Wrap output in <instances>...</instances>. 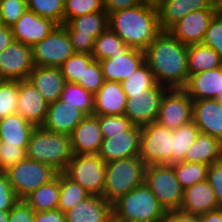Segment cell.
Returning a JSON list of instances; mask_svg holds the SVG:
<instances>
[{
    "label": "cell",
    "mask_w": 222,
    "mask_h": 222,
    "mask_svg": "<svg viewBox=\"0 0 222 222\" xmlns=\"http://www.w3.org/2000/svg\"><path fill=\"white\" fill-rule=\"evenodd\" d=\"M144 62L159 85L168 89L184 88L188 82V45L169 31H161L143 50Z\"/></svg>",
    "instance_id": "1"
},
{
    "label": "cell",
    "mask_w": 222,
    "mask_h": 222,
    "mask_svg": "<svg viewBox=\"0 0 222 222\" xmlns=\"http://www.w3.org/2000/svg\"><path fill=\"white\" fill-rule=\"evenodd\" d=\"M108 27L125 45L144 50L161 32L156 7L138 4L108 15Z\"/></svg>",
    "instance_id": "2"
},
{
    "label": "cell",
    "mask_w": 222,
    "mask_h": 222,
    "mask_svg": "<svg viewBox=\"0 0 222 222\" xmlns=\"http://www.w3.org/2000/svg\"><path fill=\"white\" fill-rule=\"evenodd\" d=\"M70 136L35 127L26 148V158L47 164L59 173L64 172L72 159Z\"/></svg>",
    "instance_id": "3"
},
{
    "label": "cell",
    "mask_w": 222,
    "mask_h": 222,
    "mask_svg": "<svg viewBox=\"0 0 222 222\" xmlns=\"http://www.w3.org/2000/svg\"><path fill=\"white\" fill-rule=\"evenodd\" d=\"M112 212L118 222H163L166 214L145 183L115 201Z\"/></svg>",
    "instance_id": "4"
},
{
    "label": "cell",
    "mask_w": 222,
    "mask_h": 222,
    "mask_svg": "<svg viewBox=\"0 0 222 222\" xmlns=\"http://www.w3.org/2000/svg\"><path fill=\"white\" fill-rule=\"evenodd\" d=\"M146 164L139 157L106 163V177L102 196L111 204L144 183Z\"/></svg>",
    "instance_id": "5"
},
{
    "label": "cell",
    "mask_w": 222,
    "mask_h": 222,
    "mask_svg": "<svg viewBox=\"0 0 222 222\" xmlns=\"http://www.w3.org/2000/svg\"><path fill=\"white\" fill-rule=\"evenodd\" d=\"M5 173L16 196L19 200H23L40 186L56 178L59 172L52 166L25 158Z\"/></svg>",
    "instance_id": "6"
},
{
    "label": "cell",
    "mask_w": 222,
    "mask_h": 222,
    "mask_svg": "<svg viewBox=\"0 0 222 222\" xmlns=\"http://www.w3.org/2000/svg\"><path fill=\"white\" fill-rule=\"evenodd\" d=\"M144 183L166 211L180 209L183 189L171 165H146Z\"/></svg>",
    "instance_id": "7"
},
{
    "label": "cell",
    "mask_w": 222,
    "mask_h": 222,
    "mask_svg": "<svg viewBox=\"0 0 222 222\" xmlns=\"http://www.w3.org/2000/svg\"><path fill=\"white\" fill-rule=\"evenodd\" d=\"M63 173L91 195H102L106 163L98 154H73Z\"/></svg>",
    "instance_id": "8"
},
{
    "label": "cell",
    "mask_w": 222,
    "mask_h": 222,
    "mask_svg": "<svg viewBox=\"0 0 222 222\" xmlns=\"http://www.w3.org/2000/svg\"><path fill=\"white\" fill-rule=\"evenodd\" d=\"M75 53L92 54L95 39L108 28L105 10L86 14L64 23Z\"/></svg>",
    "instance_id": "9"
},
{
    "label": "cell",
    "mask_w": 222,
    "mask_h": 222,
    "mask_svg": "<svg viewBox=\"0 0 222 222\" xmlns=\"http://www.w3.org/2000/svg\"><path fill=\"white\" fill-rule=\"evenodd\" d=\"M139 157L146 165H170L173 131L157 122L141 127Z\"/></svg>",
    "instance_id": "10"
},
{
    "label": "cell",
    "mask_w": 222,
    "mask_h": 222,
    "mask_svg": "<svg viewBox=\"0 0 222 222\" xmlns=\"http://www.w3.org/2000/svg\"><path fill=\"white\" fill-rule=\"evenodd\" d=\"M32 50L35 66L60 67L75 53L69 34L63 25H57L49 35L36 43Z\"/></svg>",
    "instance_id": "11"
},
{
    "label": "cell",
    "mask_w": 222,
    "mask_h": 222,
    "mask_svg": "<svg viewBox=\"0 0 222 222\" xmlns=\"http://www.w3.org/2000/svg\"><path fill=\"white\" fill-rule=\"evenodd\" d=\"M193 100L183 88L167 89L162 96L156 122L176 130L192 121Z\"/></svg>",
    "instance_id": "12"
},
{
    "label": "cell",
    "mask_w": 222,
    "mask_h": 222,
    "mask_svg": "<svg viewBox=\"0 0 222 222\" xmlns=\"http://www.w3.org/2000/svg\"><path fill=\"white\" fill-rule=\"evenodd\" d=\"M35 68L29 45L13 41L0 53V77L3 80H27Z\"/></svg>",
    "instance_id": "13"
},
{
    "label": "cell",
    "mask_w": 222,
    "mask_h": 222,
    "mask_svg": "<svg viewBox=\"0 0 222 222\" xmlns=\"http://www.w3.org/2000/svg\"><path fill=\"white\" fill-rule=\"evenodd\" d=\"M168 88L158 83L147 93L131 94L124 115L137 126L156 122L162 96Z\"/></svg>",
    "instance_id": "14"
},
{
    "label": "cell",
    "mask_w": 222,
    "mask_h": 222,
    "mask_svg": "<svg viewBox=\"0 0 222 222\" xmlns=\"http://www.w3.org/2000/svg\"><path fill=\"white\" fill-rule=\"evenodd\" d=\"M142 128L133 125L123 134L105 135L98 155L105 163L139 156Z\"/></svg>",
    "instance_id": "15"
},
{
    "label": "cell",
    "mask_w": 222,
    "mask_h": 222,
    "mask_svg": "<svg viewBox=\"0 0 222 222\" xmlns=\"http://www.w3.org/2000/svg\"><path fill=\"white\" fill-rule=\"evenodd\" d=\"M218 12L217 9L193 11L174 24L168 31L183 44L202 43L211 20Z\"/></svg>",
    "instance_id": "16"
},
{
    "label": "cell",
    "mask_w": 222,
    "mask_h": 222,
    "mask_svg": "<svg viewBox=\"0 0 222 222\" xmlns=\"http://www.w3.org/2000/svg\"><path fill=\"white\" fill-rule=\"evenodd\" d=\"M57 25L53 20L40 17L27 9L11 29L15 41L33 47L49 35Z\"/></svg>",
    "instance_id": "17"
},
{
    "label": "cell",
    "mask_w": 222,
    "mask_h": 222,
    "mask_svg": "<svg viewBox=\"0 0 222 222\" xmlns=\"http://www.w3.org/2000/svg\"><path fill=\"white\" fill-rule=\"evenodd\" d=\"M16 113L35 127L45 122L48 103L28 80H18V101Z\"/></svg>",
    "instance_id": "18"
},
{
    "label": "cell",
    "mask_w": 222,
    "mask_h": 222,
    "mask_svg": "<svg viewBox=\"0 0 222 222\" xmlns=\"http://www.w3.org/2000/svg\"><path fill=\"white\" fill-rule=\"evenodd\" d=\"M69 136L73 154H98L103 141L99 116H86Z\"/></svg>",
    "instance_id": "19"
},
{
    "label": "cell",
    "mask_w": 222,
    "mask_h": 222,
    "mask_svg": "<svg viewBox=\"0 0 222 222\" xmlns=\"http://www.w3.org/2000/svg\"><path fill=\"white\" fill-rule=\"evenodd\" d=\"M86 116L81 110L58 99L48 104L47 116L42 127L51 132L70 135Z\"/></svg>",
    "instance_id": "20"
},
{
    "label": "cell",
    "mask_w": 222,
    "mask_h": 222,
    "mask_svg": "<svg viewBox=\"0 0 222 222\" xmlns=\"http://www.w3.org/2000/svg\"><path fill=\"white\" fill-rule=\"evenodd\" d=\"M104 81L122 82L144 63V51L131 48L127 53L100 60Z\"/></svg>",
    "instance_id": "21"
},
{
    "label": "cell",
    "mask_w": 222,
    "mask_h": 222,
    "mask_svg": "<svg viewBox=\"0 0 222 222\" xmlns=\"http://www.w3.org/2000/svg\"><path fill=\"white\" fill-rule=\"evenodd\" d=\"M192 121L201 133L217 138L222 143V104L216 99L193 101Z\"/></svg>",
    "instance_id": "22"
},
{
    "label": "cell",
    "mask_w": 222,
    "mask_h": 222,
    "mask_svg": "<svg viewBox=\"0 0 222 222\" xmlns=\"http://www.w3.org/2000/svg\"><path fill=\"white\" fill-rule=\"evenodd\" d=\"M65 216L67 222H108L113 218L112 204L102 195H90Z\"/></svg>",
    "instance_id": "23"
},
{
    "label": "cell",
    "mask_w": 222,
    "mask_h": 222,
    "mask_svg": "<svg viewBox=\"0 0 222 222\" xmlns=\"http://www.w3.org/2000/svg\"><path fill=\"white\" fill-rule=\"evenodd\" d=\"M220 207L207 179L183 190L180 209L193 216L200 217Z\"/></svg>",
    "instance_id": "24"
},
{
    "label": "cell",
    "mask_w": 222,
    "mask_h": 222,
    "mask_svg": "<svg viewBox=\"0 0 222 222\" xmlns=\"http://www.w3.org/2000/svg\"><path fill=\"white\" fill-rule=\"evenodd\" d=\"M49 104L61 97L65 79L60 67L35 66L27 79Z\"/></svg>",
    "instance_id": "25"
},
{
    "label": "cell",
    "mask_w": 222,
    "mask_h": 222,
    "mask_svg": "<svg viewBox=\"0 0 222 222\" xmlns=\"http://www.w3.org/2000/svg\"><path fill=\"white\" fill-rule=\"evenodd\" d=\"M94 98V116L124 115L128 98L119 82L104 81Z\"/></svg>",
    "instance_id": "26"
},
{
    "label": "cell",
    "mask_w": 222,
    "mask_h": 222,
    "mask_svg": "<svg viewBox=\"0 0 222 222\" xmlns=\"http://www.w3.org/2000/svg\"><path fill=\"white\" fill-rule=\"evenodd\" d=\"M183 89L193 101L216 99L222 93V67L190 75Z\"/></svg>",
    "instance_id": "27"
},
{
    "label": "cell",
    "mask_w": 222,
    "mask_h": 222,
    "mask_svg": "<svg viewBox=\"0 0 222 222\" xmlns=\"http://www.w3.org/2000/svg\"><path fill=\"white\" fill-rule=\"evenodd\" d=\"M215 9L208 0H163L157 7L159 27L168 31L174 24L193 11Z\"/></svg>",
    "instance_id": "28"
},
{
    "label": "cell",
    "mask_w": 222,
    "mask_h": 222,
    "mask_svg": "<svg viewBox=\"0 0 222 222\" xmlns=\"http://www.w3.org/2000/svg\"><path fill=\"white\" fill-rule=\"evenodd\" d=\"M35 126L18 113L0 119V142L7 145L27 147Z\"/></svg>",
    "instance_id": "29"
},
{
    "label": "cell",
    "mask_w": 222,
    "mask_h": 222,
    "mask_svg": "<svg viewBox=\"0 0 222 222\" xmlns=\"http://www.w3.org/2000/svg\"><path fill=\"white\" fill-rule=\"evenodd\" d=\"M221 158L222 143L217 138L200 132L188 149L184 161L210 165Z\"/></svg>",
    "instance_id": "30"
},
{
    "label": "cell",
    "mask_w": 222,
    "mask_h": 222,
    "mask_svg": "<svg viewBox=\"0 0 222 222\" xmlns=\"http://www.w3.org/2000/svg\"><path fill=\"white\" fill-rule=\"evenodd\" d=\"M188 76L222 67L221 56L202 43L188 45Z\"/></svg>",
    "instance_id": "31"
},
{
    "label": "cell",
    "mask_w": 222,
    "mask_h": 222,
    "mask_svg": "<svg viewBox=\"0 0 222 222\" xmlns=\"http://www.w3.org/2000/svg\"><path fill=\"white\" fill-rule=\"evenodd\" d=\"M60 195V173L49 183L40 186L23 200L35 211L44 212L58 208Z\"/></svg>",
    "instance_id": "32"
},
{
    "label": "cell",
    "mask_w": 222,
    "mask_h": 222,
    "mask_svg": "<svg viewBox=\"0 0 222 222\" xmlns=\"http://www.w3.org/2000/svg\"><path fill=\"white\" fill-rule=\"evenodd\" d=\"M130 49L131 47L125 45L123 40L108 27L95 39L92 56L94 60L100 61L115 57L117 53H127Z\"/></svg>",
    "instance_id": "33"
},
{
    "label": "cell",
    "mask_w": 222,
    "mask_h": 222,
    "mask_svg": "<svg viewBox=\"0 0 222 222\" xmlns=\"http://www.w3.org/2000/svg\"><path fill=\"white\" fill-rule=\"evenodd\" d=\"M200 133L196 124L191 121L173 130V145L170 165L185 160L186 153Z\"/></svg>",
    "instance_id": "34"
},
{
    "label": "cell",
    "mask_w": 222,
    "mask_h": 222,
    "mask_svg": "<svg viewBox=\"0 0 222 222\" xmlns=\"http://www.w3.org/2000/svg\"><path fill=\"white\" fill-rule=\"evenodd\" d=\"M60 100L84 112L87 116L94 112V95L77 83L65 82Z\"/></svg>",
    "instance_id": "35"
},
{
    "label": "cell",
    "mask_w": 222,
    "mask_h": 222,
    "mask_svg": "<svg viewBox=\"0 0 222 222\" xmlns=\"http://www.w3.org/2000/svg\"><path fill=\"white\" fill-rule=\"evenodd\" d=\"M90 195L78 183L72 181L63 172L60 173V195L57 209L65 213Z\"/></svg>",
    "instance_id": "36"
},
{
    "label": "cell",
    "mask_w": 222,
    "mask_h": 222,
    "mask_svg": "<svg viewBox=\"0 0 222 222\" xmlns=\"http://www.w3.org/2000/svg\"><path fill=\"white\" fill-rule=\"evenodd\" d=\"M120 84L127 98H130L131 94L147 93L157 82L151 69L144 62Z\"/></svg>",
    "instance_id": "37"
},
{
    "label": "cell",
    "mask_w": 222,
    "mask_h": 222,
    "mask_svg": "<svg viewBox=\"0 0 222 222\" xmlns=\"http://www.w3.org/2000/svg\"><path fill=\"white\" fill-rule=\"evenodd\" d=\"M171 166L183 190L207 179V164L182 161Z\"/></svg>",
    "instance_id": "38"
},
{
    "label": "cell",
    "mask_w": 222,
    "mask_h": 222,
    "mask_svg": "<svg viewBox=\"0 0 222 222\" xmlns=\"http://www.w3.org/2000/svg\"><path fill=\"white\" fill-rule=\"evenodd\" d=\"M65 0H27V7L40 17L53 20L58 25L64 24Z\"/></svg>",
    "instance_id": "39"
},
{
    "label": "cell",
    "mask_w": 222,
    "mask_h": 222,
    "mask_svg": "<svg viewBox=\"0 0 222 222\" xmlns=\"http://www.w3.org/2000/svg\"><path fill=\"white\" fill-rule=\"evenodd\" d=\"M94 60L92 54L74 53L61 66L65 82L77 83L83 77L85 68Z\"/></svg>",
    "instance_id": "40"
},
{
    "label": "cell",
    "mask_w": 222,
    "mask_h": 222,
    "mask_svg": "<svg viewBox=\"0 0 222 222\" xmlns=\"http://www.w3.org/2000/svg\"><path fill=\"white\" fill-rule=\"evenodd\" d=\"M18 80H3L0 83V119L16 113Z\"/></svg>",
    "instance_id": "41"
},
{
    "label": "cell",
    "mask_w": 222,
    "mask_h": 222,
    "mask_svg": "<svg viewBox=\"0 0 222 222\" xmlns=\"http://www.w3.org/2000/svg\"><path fill=\"white\" fill-rule=\"evenodd\" d=\"M103 10L102 0H65L64 23L73 18Z\"/></svg>",
    "instance_id": "42"
},
{
    "label": "cell",
    "mask_w": 222,
    "mask_h": 222,
    "mask_svg": "<svg viewBox=\"0 0 222 222\" xmlns=\"http://www.w3.org/2000/svg\"><path fill=\"white\" fill-rule=\"evenodd\" d=\"M27 9V0H1L0 20L2 25L11 27Z\"/></svg>",
    "instance_id": "43"
},
{
    "label": "cell",
    "mask_w": 222,
    "mask_h": 222,
    "mask_svg": "<svg viewBox=\"0 0 222 222\" xmlns=\"http://www.w3.org/2000/svg\"><path fill=\"white\" fill-rule=\"evenodd\" d=\"M103 83L104 77L102 68L100 62L97 60H93L85 68L82 79L77 82V84L93 95H95L96 92L102 87Z\"/></svg>",
    "instance_id": "44"
},
{
    "label": "cell",
    "mask_w": 222,
    "mask_h": 222,
    "mask_svg": "<svg viewBox=\"0 0 222 222\" xmlns=\"http://www.w3.org/2000/svg\"><path fill=\"white\" fill-rule=\"evenodd\" d=\"M99 125L102 136L123 134L134 124L125 115L99 116Z\"/></svg>",
    "instance_id": "45"
},
{
    "label": "cell",
    "mask_w": 222,
    "mask_h": 222,
    "mask_svg": "<svg viewBox=\"0 0 222 222\" xmlns=\"http://www.w3.org/2000/svg\"><path fill=\"white\" fill-rule=\"evenodd\" d=\"M202 44L214 49L222 58V11L211 20Z\"/></svg>",
    "instance_id": "46"
},
{
    "label": "cell",
    "mask_w": 222,
    "mask_h": 222,
    "mask_svg": "<svg viewBox=\"0 0 222 222\" xmlns=\"http://www.w3.org/2000/svg\"><path fill=\"white\" fill-rule=\"evenodd\" d=\"M26 148L7 145L0 142V170L7 171L10 167L15 166L19 161L26 158Z\"/></svg>",
    "instance_id": "47"
},
{
    "label": "cell",
    "mask_w": 222,
    "mask_h": 222,
    "mask_svg": "<svg viewBox=\"0 0 222 222\" xmlns=\"http://www.w3.org/2000/svg\"><path fill=\"white\" fill-rule=\"evenodd\" d=\"M19 201L5 172L0 173V211H10Z\"/></svg>",
    "instance_id": "48"
},
{
    "label": "cell",
    "mask_w": 222,
    "mask_h": 222,
    "mask_svg": "<svg viewBox=\"0 0 222 222\" xmlns=\"http://www.w3.org/2000/svg\"><path fill=\"white\" fill-rule=\"evenodd\" d=\"M207 180L214 191L218 204L222 207V158L208 166Z\"/></svg>",
    "instance_id": "49"
},
{
    "label": "cell",
    "mask_w": 222,
    "mask_h": 222,
    "mask_svg": "<svg viewBox=\"0 0 222 222\" xmlns=\"http://www.w3.org/2000/svg\"><path fill=\"white\" fill-rule=\"evenodd\" d=\"M35 211L24 201L19 200L9 211L8 222H33Z\"/></svg>",
    "instance_id": "50"
},
{
    "label": "cell",
    "mask_w": 222,
    "mask_h": 222,
    "mask_svg": "<svg viewBox=\"0 0 222 222\" xmlns=\"http://www.w3.org/2000/svg\"><path fill=\"white\" fill-rule=\"evenodd\" d=\"M104 10L109 15L110 13L128 9L141 4L140 0H102Z\"/></svg>",
    "instance_id": "51"
},
{
    "label": "cell",
    "mask_w": 222,
    "mask_h": 222,
    "mask_svg": "<svg viewBox=\"0 0 222 222\" xmlns=\"http://www.w3.org/2000/svg\"><path fill=\"white\" fill-rule=\"evenodd\" d=\"M163 222H199V217L181 209H174L166 211Z\"/></svg>",
    "instance_id": "52"
},
{
    "label": "cell",
    "mask_w": 222,
    "mask_h": 222,
    "mask_svg": "<svg viewBox=\"0 0 222 222\" xmlns=\"http://www.w3.org/2000/svg\"><path fill=\"white\" fill-rule=\"evenodd\" d=\"M33 222H67L65 213L59 209L35 212Z\"/></svg>",
    "instance_id": "53"
},
{
    "label": "cell",
    "mask_w": 222,
    "mask_h": 222,
    "mask_svg": "<svg viewBox=\"0 0 222 222\" xmlns=\"http://www.w3.org/2000/svg\"><path fill=\"white\" fill-rule=\"evenodd\" d=\"M14 41L11 27L0 26V53Z\"/></svg>",
    "instance_id": "54"
},
{
    "label": "cell",
    "mask_w": 222,
    "mask_h": 222,
    "mask_svg": "<svg viewBox=\"0 0 222 222\" xmlns=\"http://www.w3.org/2000/svg\"><path fill=\"white\" fill-rule=\"evenodd\" d=\"M199 222H222V207L203 214Z\"/></svg>",
    "instance_id": "55"
},
{
    "label": "cell",
    "mask_w": 222,
    "mask_h": 222,
    "mask_svg": "<svg viewBox=\"0 0 222 222\" xmlns=\"http://www.w3.org/2000/svg\"><path fill=\"white\" fill-rule=\"evenodd\" d=\"M162 1L163 0H140V2L142 4L153 6V7H156V8L161 4Z\"/></svg>",
    "instance_id": "56"
},
{
    "label": "cell",
    "mask_w": 222,
    "mask_h": 222,
    "mask_svg": "<svg viewBox=\"0 0 222 222\" xmlns=\"http://www.w3.org/2000/svg\"><path fill=\"white\" fill-rule=\"evenodd\" d=\"M210 5L217 9L218 11H222V0H208Z\"/></svg>",
    "instance_id": "57"
},
{
    "label": "cell",
    "mask_w": 222,
    "mask_h": 222,
    "mask_svg": "<svg viewBox=\"0 0 222 222\" xmlns=\"http://www.w3.org/2000/svg\"><path fill=\"white\" fill-rule=\"evenodd\" d=\"M9 211H0V222H8Z\"/></svg>",
    "instance_id": "58"
},
{
    "label": "cell",
    "mask_w": 222,
    "mask_h": 222,
    "mask_svg": "<svg viewBox=\"0 0 222 222\" xmlns=\"http://www.w3.org/2000/svg\"><path fill=\"white\" fill-rule=\"evenodd\" d=\"M217 101H219L222 104V93H220L218 95V97L216 98Z\"/></svg>",
    "instance_id": "59"
},
{
    "label": "cell",
    "mask_w": 222,
    "mask_h": 222,
    "mask_svg": "<svg viewBox=\"0 0 222 222\" xmlns=\"http://www.w3.org/2000/svg\"><path fill=\"white\" fill-rule=\"evenodd\" d=\"M108 222H118L117 220H115L114 218H112L110 221Z\"/></svg>",
    "instance_id": "60"
}]
</instances>
